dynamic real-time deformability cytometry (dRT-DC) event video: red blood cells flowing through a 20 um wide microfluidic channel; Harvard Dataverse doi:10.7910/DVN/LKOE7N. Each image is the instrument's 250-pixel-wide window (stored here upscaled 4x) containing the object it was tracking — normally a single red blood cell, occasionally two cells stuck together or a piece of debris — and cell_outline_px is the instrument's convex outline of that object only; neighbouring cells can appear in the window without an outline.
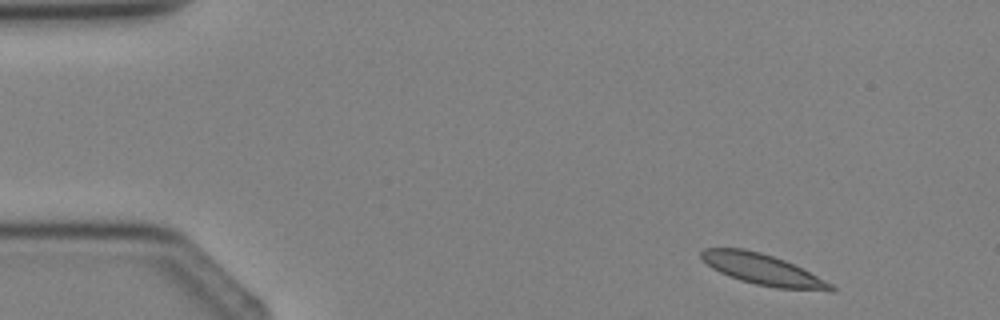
{"species": "Egyptian fruit bat (a non-hibernating species)", "species_latin": "Rousettus aegyptiacus", "temperature_condition": "cold", "stored_images_in_passage": 3, "camera_frame_rate_fps": 3000, "um_per_image_px": 0.085, "animal": {"sex": "female"}, "frame": {"image": 1, "passage_image": 1, "time_ms": 0.0, "image_size_px": [1000, 320], "cell_outline_px": [[836, 292], [828, 292], [776, 288], [756, 284], [740, 280], [720, 272], [712, 268], [700, 256], [700, 252], [704, 248], [744, 248], [760, 252], [784, 260], [832, 284], [836, 288]], "centroid_in_image_um": [64.86, 22.93], "position_along_channel_um": 20.1, "area_um2": 23.18}}